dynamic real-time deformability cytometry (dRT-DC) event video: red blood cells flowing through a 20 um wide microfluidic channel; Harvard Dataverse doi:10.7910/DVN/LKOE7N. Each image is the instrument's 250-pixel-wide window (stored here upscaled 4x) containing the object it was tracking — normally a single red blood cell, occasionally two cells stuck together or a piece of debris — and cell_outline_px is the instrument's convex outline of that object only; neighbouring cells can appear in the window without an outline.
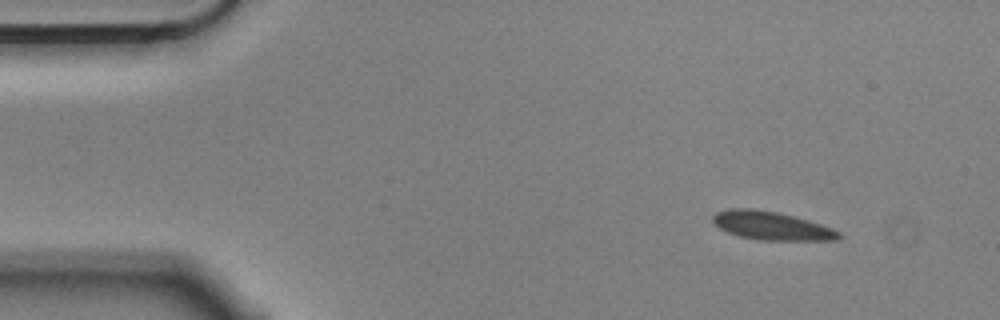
{"species": "Egyptian fruit bat (a non-hibernating species)", "species_latin": "Rousettus aegyptiacus", "temperature_condition": "cold", "stored_images_in_passage": 4, "camera_frame_rate_fps": 3000, "um_per_image_px": 0.085, "animal": {"sex": "male"}, "frame": {"image": 1, "passage_image": 1, "time_ms": 0.0, "image_size_px": [1000, 320], "cell_outline_px": [[844, 236], [836, 240], [760, 240], [740, 236], [728, 232], [720, 228], [712, 220], [712, 216], [716, 212], [732, 208], [752, 208], [776, 212], [808, 220], [832, 228], [840, 232]], "centroid_in_image_um": [65.59, 19.19], "position_along_channel_um": 19.4, "area_um2": 20.69}}
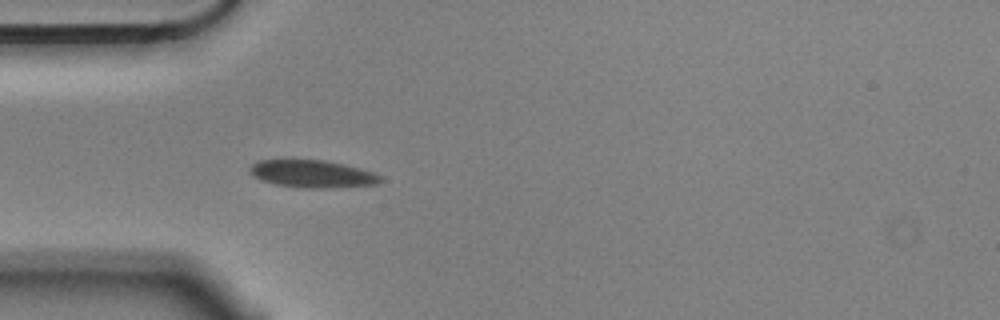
{"frame": {"image": 2, "passage_image": 4, "time_ms": 1.0, "image_size_px": [1000, 320], "cell_outline_px": [[384, 180], [376, 184], [332, 188], [300, 188], [276, 184], [260, 180], [252, 176], [248, 172], [248, 168], [252, 164], [260, 160], [292, 156], [324, 160], [344, 164], [372, 172], [380, 176]], "centroid_in_image_um": [26.44, 14.73], "position_along_channel_um": 58.6, "area_um2": 21.91}}